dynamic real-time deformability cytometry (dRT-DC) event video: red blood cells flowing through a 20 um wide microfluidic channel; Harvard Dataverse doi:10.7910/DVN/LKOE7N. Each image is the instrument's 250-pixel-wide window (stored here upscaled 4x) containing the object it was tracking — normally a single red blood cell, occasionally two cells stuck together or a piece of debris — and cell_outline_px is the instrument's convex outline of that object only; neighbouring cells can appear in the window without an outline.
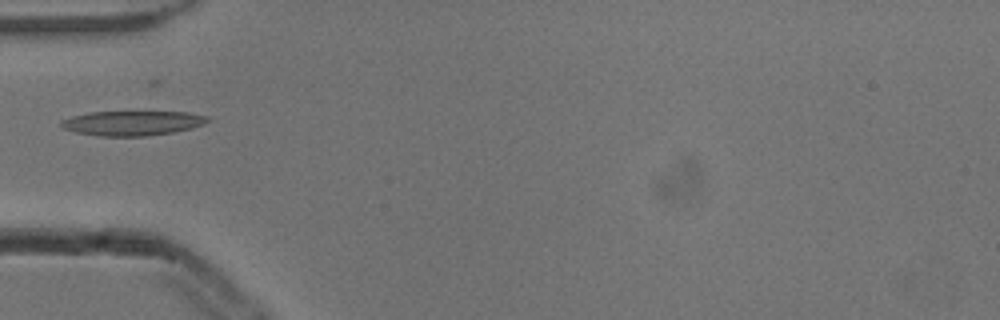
{"species": "common noctule bat (a hibernating species)", "species_latin": "Nyctalus noctula", "temperature_condition": "cold", "stored_images_in_passage": 5, "camera_frame_rate_fps": 3000, "um_per_image_px": 0.085, "animal": {"sex": "male", "body_mass_g": 13.3}, "frame": {"image": 1, "passage_image": 4, "time_ms": 1.0, "image_size_px": [1000, 320], "cell_outline_px": [[212, 120], [204, 124], [192, 128], [172, 132], [144, 136], [100, 136], [76, 132], [64, 128], [60, 124], [60, 120], [72, 116], [88, 112], [188, 112], [208, 116]], "centroid_in_image_um": [11.27, 10.46], "position_along_channel_um": 73.7, "area_um2": 21.04}}
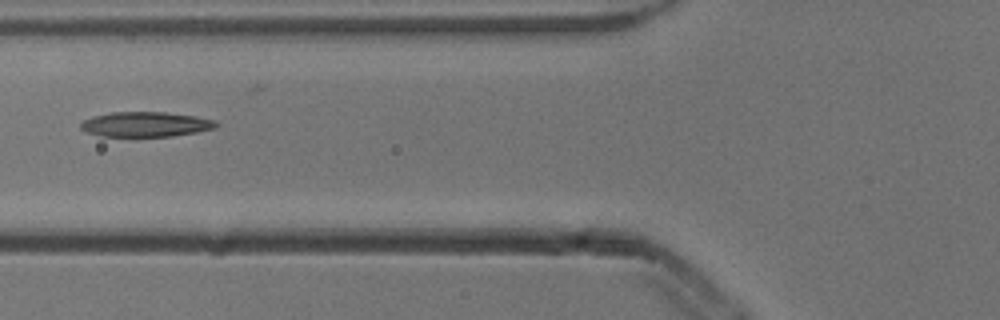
{"frame": {"image": 2, "passage_image": 5, "time_ms": 1.333, "image_size_px": [1000, 320], "cell_outline_px": [[220, 124], [216, 128], [196, 132], [172, 136], [100, 136], [88, 132], [80, 128], [80, 124], [84, 120], [92, 116], [112, 112], [164, 112], [196, 116], [216, 120]], "centroid_in_image_um": [12.41, 10.56], "position_along_channel_um": 113.4, "area_um2": 19.71}}